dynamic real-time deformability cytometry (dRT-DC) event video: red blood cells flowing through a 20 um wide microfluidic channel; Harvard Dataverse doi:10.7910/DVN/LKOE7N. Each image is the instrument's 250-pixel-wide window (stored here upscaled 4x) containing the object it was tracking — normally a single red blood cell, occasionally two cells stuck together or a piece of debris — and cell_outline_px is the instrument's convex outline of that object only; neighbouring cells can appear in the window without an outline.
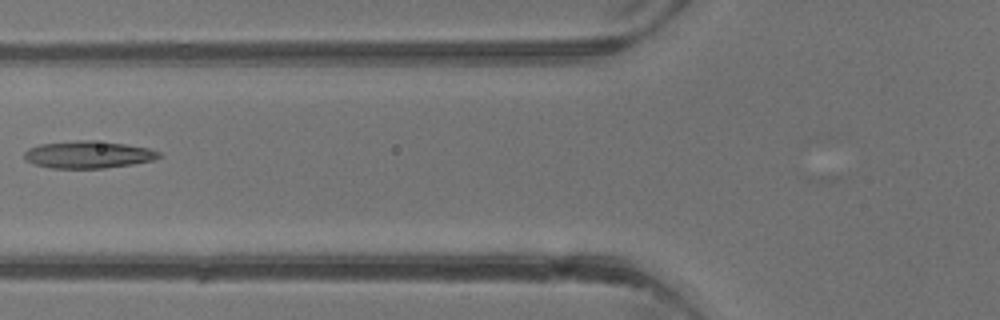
{"species": "common noctule bat (a hibernating species)", "species_latin": "Nyctalus noctula", "temperature_condition": "warm", "stored_images_in_passage": 5, "camera_frame_rate_fps": 3000, "um_per_image_px": 0.085, "animal": {"sex": "male", "body_mass_g": 13.3}, "frame": {"image": 1, "passage_image": 5, "time_ms": 4.667, "image_size_px": [1000, 320], "cell_outline_px": [[160, 156], [152, 160], [132, 164], [104, 168], [52, 168], [32, 164], [24, 156], [24, 152], [28, 148], [40, 144], [76, 140], [92, 140], [124, 144], [148, 148], [160, 152]], "centroid_in_image_um": [7.46, 13.14], "position_along_channel_um": 118.3, "area_um2": 21.21}}